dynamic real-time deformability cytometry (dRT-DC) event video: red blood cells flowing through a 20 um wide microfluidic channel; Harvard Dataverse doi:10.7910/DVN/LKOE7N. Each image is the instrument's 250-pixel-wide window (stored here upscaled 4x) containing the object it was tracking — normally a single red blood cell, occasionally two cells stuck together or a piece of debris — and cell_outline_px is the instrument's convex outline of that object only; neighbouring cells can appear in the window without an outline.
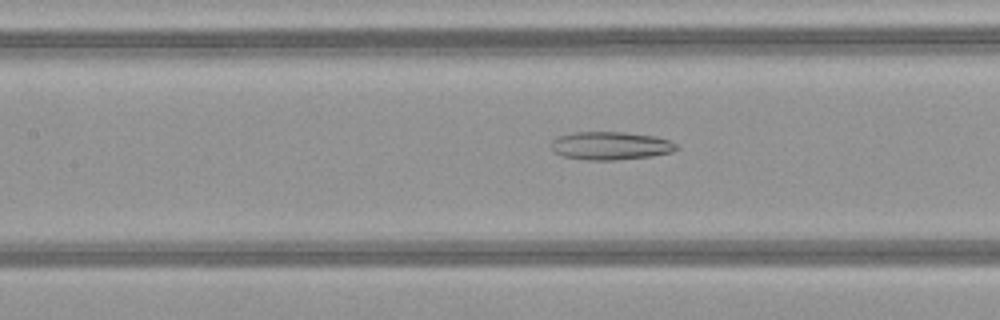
{"species": "common noctule bat (a hibernating species)", "species_latin": "Nyctalus noctula", "temperature_condition": "warm", "stored_images_in_passage": 50, "camera_frame_rate_fps": 3000, "um_per_image_px": 0.085, "animal": {"sex": "female", "body_mass_g": 21.9}, "frame": {"image": 1, "passage_image": 23, "time_ms": 7.333, "image_size_px": [1000, 320], "cell_outline_px": [[680, 148], [672, 152], [652, 156], [612, 160], [584, 160], [560, 156], [552, 152], [552, 140], [560, 136], [576, 132], [624, 132], [656, 136], [668, 140], [676, 144]], "centroid_in_image_um": [51.89, 12.39], "position_along_channel_um": 155.5, "area_um2": 20.63}}
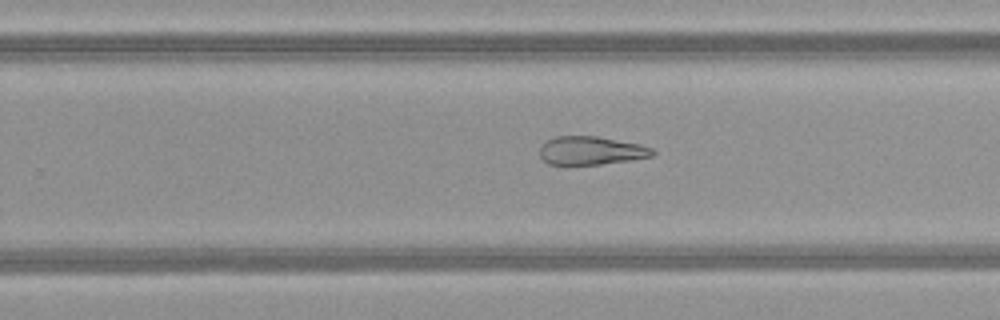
{"frame": {"image": 2, "passage_image": 32, "time_ms": 10.333, "image_size_px": [1000, 320], "cell_outline_px": [[656, 152], [652, 156], [632, 160], [600, 164], [548, 164], [540, 156], [540, 148], [548, 140], [556, 136], [596, 136], [640, 144], [652, 148]], "centroid_in_image_um": [50.27, 12.8], "position_along_channel_um": 279.5, "area_um2": 18.5}}
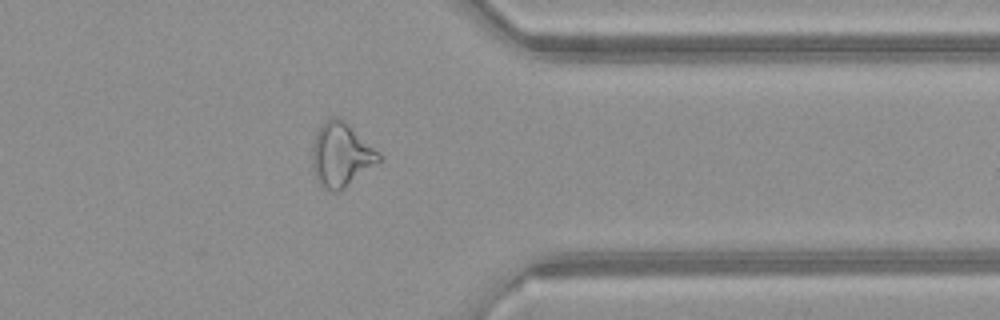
{"frame": {"image": 3, "passage_image": 40, "time_ms": 13.0, "image_size_px": [1000, 320], "cell_outline_px": [[380, 160], [376, 164], [344, 188], [336, 192], [332, 192], [324, 188], [316, 180], [312, 168], [312, 144], [316, 132], [320, 124], [324, 120], [332, 116], [340, 116], [380, 156]], "centroid_in_image_um": [28.91, 13.15], "position_along_channel_um": 382.5, "area_um2": 24.51}, "authors_computed_cell_mechanics": {"area_um2": 26.5591, "velocity_mm_per_s": 4.1512, "shape_relaxation_time_tau1_ms": null, "shape_relaxation_time_tau2_ms": 3.307, "deformation_change_tau1": null, "deformation_change_tau2": 0.148}}